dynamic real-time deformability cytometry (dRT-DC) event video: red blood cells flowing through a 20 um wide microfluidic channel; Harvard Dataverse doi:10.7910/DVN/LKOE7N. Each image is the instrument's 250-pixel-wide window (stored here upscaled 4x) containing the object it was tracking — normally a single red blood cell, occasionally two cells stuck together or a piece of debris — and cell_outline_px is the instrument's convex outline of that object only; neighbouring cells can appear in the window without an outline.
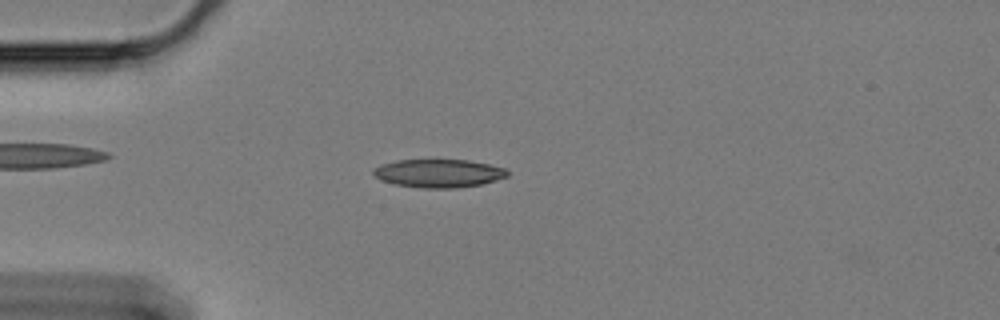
{"species": "Egyptian fruit bat (a non-hibernating species)", "species_latin": "Rousettus aegyptiacus", "temperature_condition": "cold", "stored_images_in_passage": 60, "camera_frame_rate_fps": 3000, "um_per_image_px": 0.085, "animal": {"sex": "female"}, "frame": {"image": 1, "passage_image": 16, "time_ms": 5.0, "image_size_px": [1000, 320], "cell_outline_px": [[508, 176], [480, 184], [456, 188], [424, 188], [396, 184], [380, 180], [372, 172], [372, 168], [380, 164], [396, 160], [468, 160], [488, 164], [504, 168], [508, 172]], "centroid_in_image_um": [37.24, 14.72], "position_along_channel_um": 47.8, "area_um2": 21.91}}
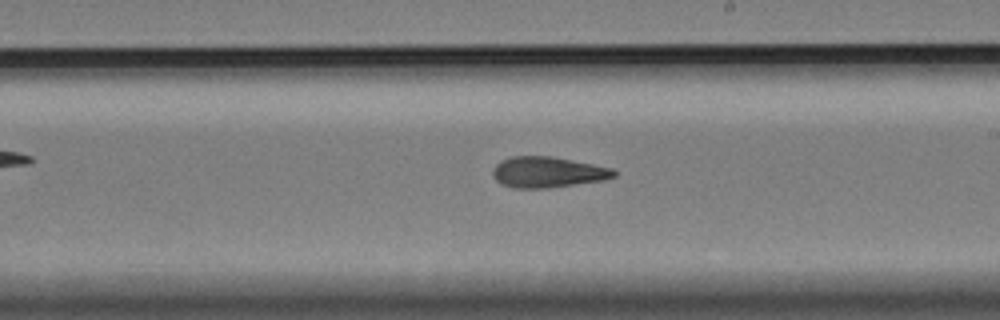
{"frame": {"image": 2, "passage_image": 35, "time_ms": 11.333, "image_size_px": [1000, 320], "cell_outline_px": [[616, 176], [604, 180], [544, 188], [512, 188], [496, 180], [492, 172], [496, 164], [500, 160], [512, 156], [552, 156], [612, 168], [616, 172]], "centroid_in_image_um": [46.54, 14.62], "position_along_channel_um": 242.5, "area_um2": 21.56}}
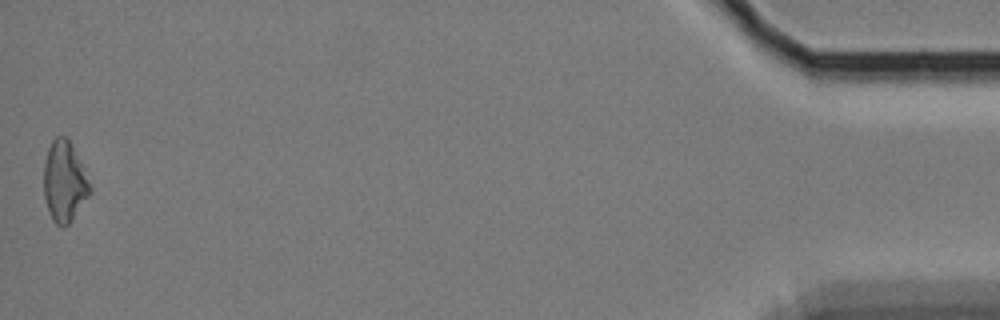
{"frame": {"image": 3, "passage_image": 60, "time_ms": 19.667, "image_size_px": [1000, 320], "cell_outline_px": [[92, 192], [72, 220], [64, 228], [60, 228], [52, 220], [48, 212], [44, 196], [44, 160], [48, 148], [52, 140], [56, 136], [64, 136], [68, 140], [92, 188]], "centroid_in_image_um": [5.44, 15.51], "position_along_channel_um": 429.8, "area_um2": 21.5}, "authors_computed_cell_mechanics": {"area_um2": 21.5594, "velocity_mm_per_s": 3.314, "shape_relaxation_time_tau1_ms": null, "shape_relaxation_time_tau2_ms": 6.6569, "deformation_change_tau1": null, "deformation_change_tau2": 0.1619}}